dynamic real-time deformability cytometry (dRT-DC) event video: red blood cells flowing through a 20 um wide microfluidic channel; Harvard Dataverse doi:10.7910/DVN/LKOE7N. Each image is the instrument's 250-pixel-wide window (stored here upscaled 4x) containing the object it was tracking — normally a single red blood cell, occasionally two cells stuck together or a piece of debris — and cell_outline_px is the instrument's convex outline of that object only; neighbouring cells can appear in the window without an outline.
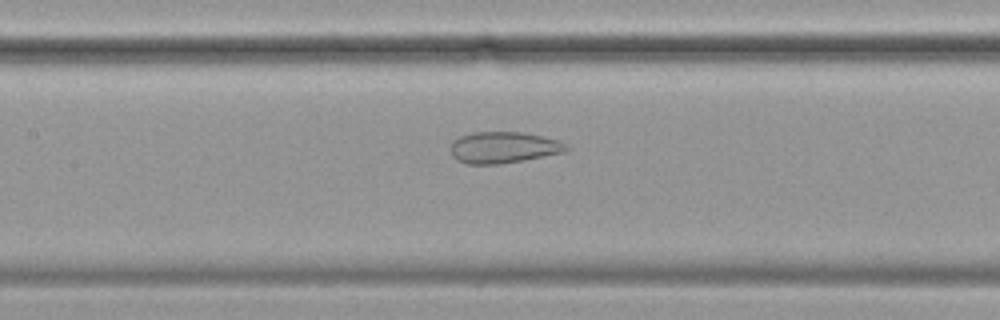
{"species": "common noctule bat (a hibernating species)", "species_latin": "Nyctalus noctula", "temperature_condition": "cold", "stored_images_in_passage": 48, "camera_frame_rate_fps": 3000, "um_per_image_px": 0.085, "animal": {"sex": "female", "body_mass_g": 19.9}, "frame": {"image": 1, "passage_image": 24, "time_ms": 7.667, "image_size_px": [1000, 320], "cell_outline_px": [[572, 148], [564, 152], [524, 160], [500, 164], [468, 164], [456, 160], [452, 156], [448, 148], [452, 140], [460, 136], [472, 132], [524, 132], [560, 140]], "centroid_in_image_um": [42.77, 12.53], "position_along_channel_um": 164.6, "area_um2": 21.56}}
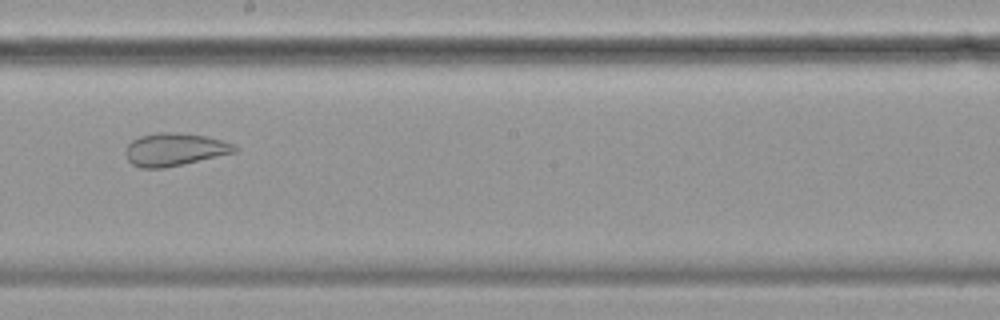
{"frame": {"image": 2, "passage_image": 30, "time_ms": 9.667, "image_size_px": [1000, 320], "cell_outline_px": [[240, 148], [236, 152], [184, 164], [164, 168], [140, 168], [132, 164], [128, 160], [124, 152], [128, 144], [132, 140], [140, 136], [156, 132], [172, 132], [208, 136], [236, 144]], "centroid_in_image_um": [14.86, 12.7], "position_along_channel_um": 233.3, "area_um2": 21.1}}
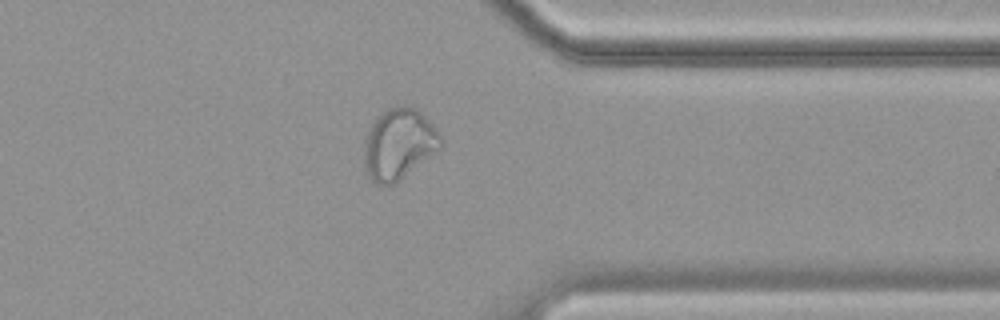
{"frame": {"image": 3, "passage_image": 43, "time_ms": 14.0, "image_size_px": [1000, 320], "cell_outline_px": [[444, 144], [440, 148], [392, 184], [376, 184], [368, 176], [364, 168], [364, 140], [376, 116], [388, 108], [400, 104], [408, 104], [416, 108], [428, 120], [444, 140]], "centroid_in_image_um": [33.87, 12.19], "position_along_channel_um": 377.5, "area_um2": 31.39}}